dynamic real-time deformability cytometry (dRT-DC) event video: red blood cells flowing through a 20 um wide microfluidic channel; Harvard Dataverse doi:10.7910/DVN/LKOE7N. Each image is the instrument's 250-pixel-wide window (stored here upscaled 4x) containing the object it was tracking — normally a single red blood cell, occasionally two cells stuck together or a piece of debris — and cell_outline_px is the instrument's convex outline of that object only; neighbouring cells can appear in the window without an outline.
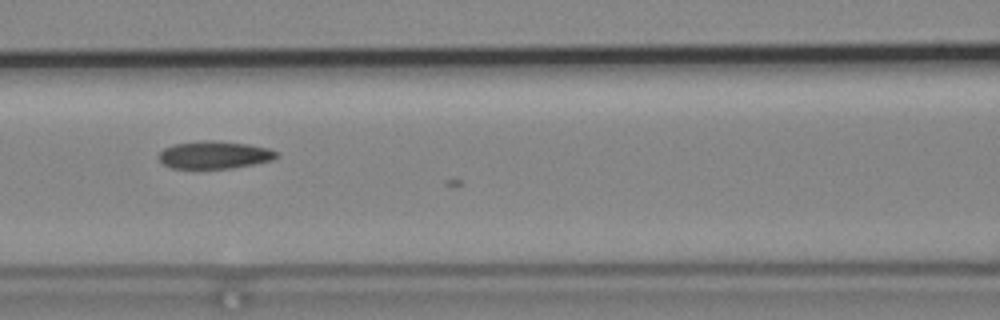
{"species": "common noctule bat (a hibernating species)", "species_latin": "Nyctalus noctula", "temperature_condition": "cold", "stored_images_in_passage": 25, "camera_frame_rate_fps": 3000, "um_per_image_px": 0.085, "animal": {"sex": "male", "body_mass_g": 19.2, "forearm_length_mm": 51.8}, "frame": {"image": 1, "passage_image": 24, "time_ms": 7.667, "image_size_px": [1000, 320], "cell_outline_px": [[280, 156], [272, 160], [252, 164], [228, 168], [172, 168], [164, 164], [156, 156], [164, 148], [176, 144], [204, 140], [216, 140], [248, 144], [268, 148], [280, 152]], "centroid_in_image_um": [18.25, 13.15], "position_along_channel_um": 148.4, "area_um2": 18.9}}